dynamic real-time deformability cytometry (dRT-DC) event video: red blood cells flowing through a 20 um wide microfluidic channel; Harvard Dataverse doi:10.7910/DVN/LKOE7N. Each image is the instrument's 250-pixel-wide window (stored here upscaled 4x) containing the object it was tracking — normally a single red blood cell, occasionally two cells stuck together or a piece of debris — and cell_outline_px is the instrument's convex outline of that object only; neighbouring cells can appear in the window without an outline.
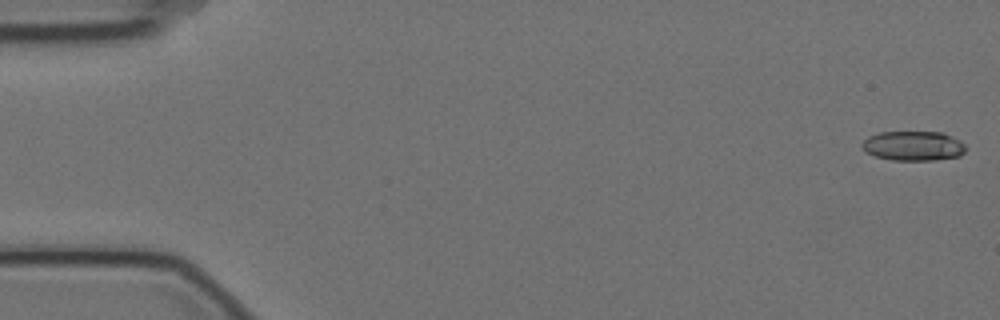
{"species": "Egyptian fruit bat (a non-hibernating species)", "species_latin": "Rousettus aegyptiacus", "temperature_condition": "cold", "stored_images_in_passage": 8, "camera_frame_rate_fps": 3000, "um_per_image_px": 0.085, "animal": {"sex": "female"}, "frame": {"image": 1, "passage_image": 1, "time_ms": 0.0, "image_size_px": [1000, 320], "cell_outline_px": [[964, 152], [960, 156], [932, 160], [892, 160], [876, 156], [864, 152], [860, 144], [868, 136], [880, 132], [944, 132], [960, 140], [964, 144]], "centroid_in_image_um": [77.6, 12.39], "position_along_channel_um": 7.4, "area_um2": 17.98}}
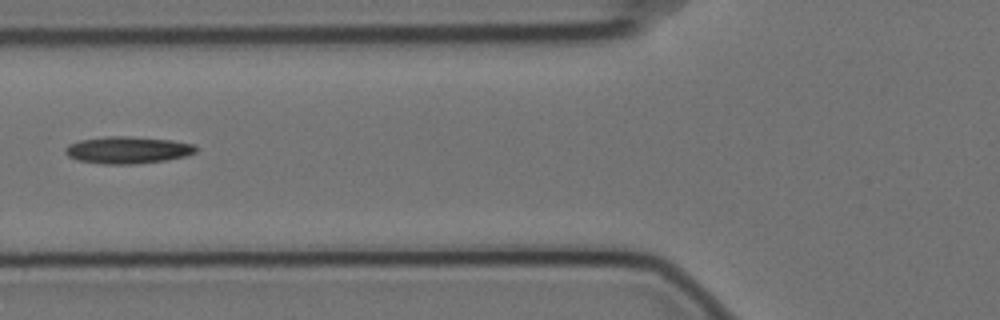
{"frame": {"image": 2, "passage_image": 6, "time_ms": 1.667, "image_size_px": [1000, 320], "cell_outline_px": [[196, 152], [184, 156], [164, 160], [136, 164], [104, 164], [76, 160], [68, 156], [64, 152], [64, 148], [68, 144], [80, 140], [104, 136], [128, 136], [172, 140], [192, 144], [196, 148]], "centroid_in_image_um": [10.79, 12.75], "position_along_channel_um": 115.0, "area_um2": 20.58}}
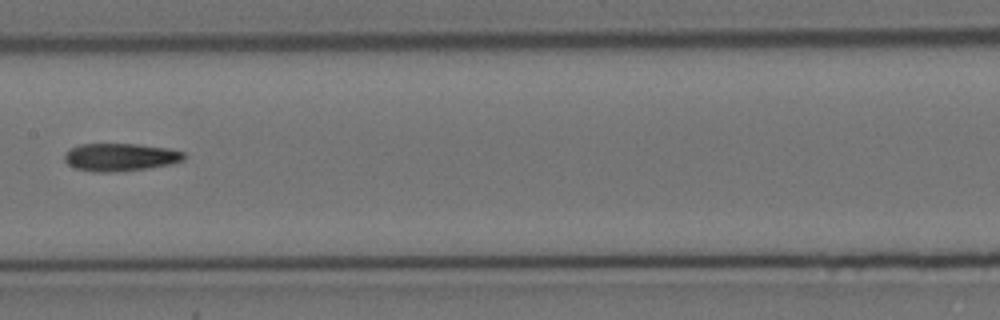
{"frame": {"image": 3, "passage_image": 8, "time_ms": 2.333, "image_size_px": [1000, 320], "cell_outline_px": [[184, 160], [168, 164], [148, 168], [112, 172], [96, 172], [76, 168], [68, 164], [64, 160], [64, 156], [68, 148], [80, 144], [136, 144], [168, 148], [184, 152]], "centroid_in_image_um": [10.19, 13.35], "position_along_channel_um": 197.2, "area_um2": 19.25}}